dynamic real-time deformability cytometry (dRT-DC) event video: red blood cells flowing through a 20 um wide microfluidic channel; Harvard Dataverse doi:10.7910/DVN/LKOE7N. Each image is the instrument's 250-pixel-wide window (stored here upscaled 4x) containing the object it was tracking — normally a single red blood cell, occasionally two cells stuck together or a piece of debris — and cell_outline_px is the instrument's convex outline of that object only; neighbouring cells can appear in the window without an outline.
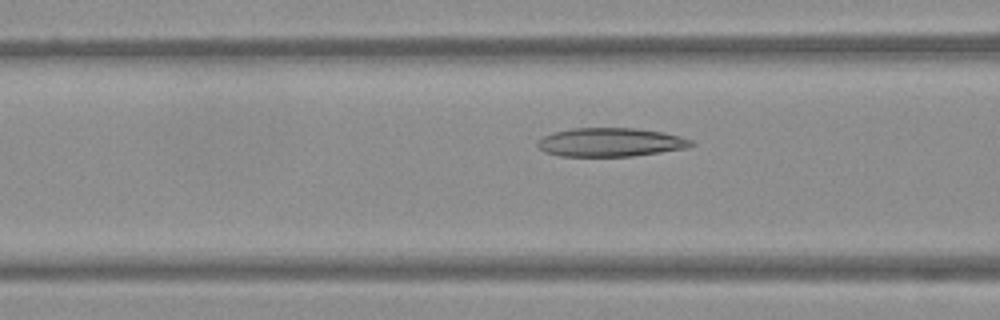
{"species": "Egyptian fruit bat (a non-hibernating species)", "species_latin": "Rousettus aegyptiacus", "temperature_condition": "warm", "stored_images_in_passage": 9, "camera_frame_rate_fps": 3000, "um_per_image_px": 0.085, "frame": {"image": 1, "passage_image": 6, "time_ms": 1.667, "image_size_px": [1000, 320], "cell_outline_px": [[696, 144], [688, 148], [632, 156], [560, 156], [544, 152], [536, 144], [536, 140], [552, 132], [572, 128], [636, 128], [664, 132], [680, 136], [692, 140]], "centroid_in_image_um": [51.89, 12.09], "position_along_channel_um": 114.7, "area_um2": 25.89}}